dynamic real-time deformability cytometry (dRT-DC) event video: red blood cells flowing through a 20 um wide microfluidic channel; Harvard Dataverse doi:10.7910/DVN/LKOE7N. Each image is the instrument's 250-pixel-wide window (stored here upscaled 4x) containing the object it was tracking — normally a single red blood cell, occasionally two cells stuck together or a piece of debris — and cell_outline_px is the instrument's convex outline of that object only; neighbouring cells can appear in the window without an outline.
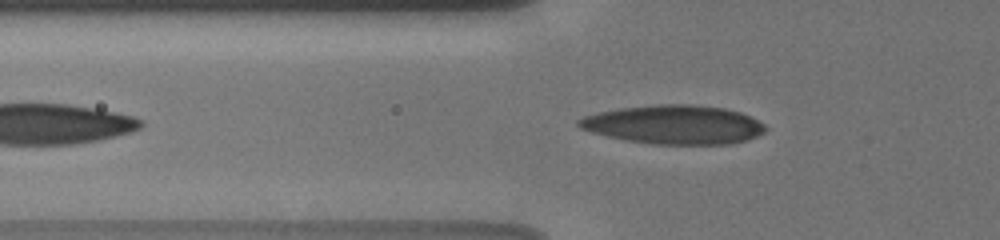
{"species": "human", "species_latin": "Homo sapiens", "temperature_condition": "cold", "stored_images_in_passage": 28, "camera_frame_rate_fps": 3000, "um_per_image_px": 0.085, "donor": {"sex": "male"}, "frame": {"image": 1, "passage_image": 8, "time_ms": 2.0, "image_size_px": [1000, 240], "cell_outline_px": [[768, 128], [764, 132], [748, 140], [732, 144], [652, 144], [624, 140], [592, 132], [580, 128], [576, 124], [576, 120], [584, 116], [596, 112], [620, 108], [656, 104], [692, 104], [724, 108], [740, 112], [764, 124]], "centroid_in_image_um": [57.27, 10.59], "position_along_channel_um": 68.5, "area_um2": 42.48}}
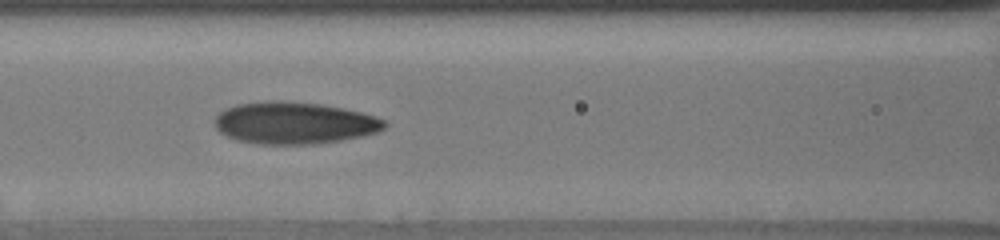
{"frame": {"image": 2, "passage_image": 19, "time_ms": 4.0, "image_size_px": [1000, 240], "cell_outline_px": [[388, 124], [384, 128], [376, 132], [364, 136], [316, 144], [256, 144], [236, 140], [220, 132], [216, 128], [216, 116], [224, 108], [236, 104], [272, 100], [276, 100], [320, 104], [344, 108], [376, 116], [384, 120]], "centroid_in_image_um": [25.01, 10.45], "position_along_channel_um": 141.6, "area_um2": 41.62}}
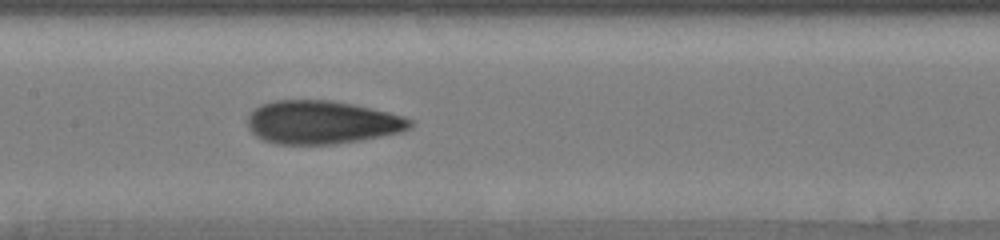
{"frame": {"image": 3, "passage_image": 25, "time_ms": 5.0, "image_size_px": [1000, 240], "cell_outline_px": [[412, 124], [408, 128], [400, 132], [360, 140], [332, 144], [276, 144], [264, 140], [256, 136], [248, 128], [248, 116], [260, 104], [272, 100], [332, 100], [372, 108], [404, 116], [412, 120]], "centroid_in_image_um": [27.33, 10.39], "position_along_channel_um": 180.1, "area_um2": 40.86}}